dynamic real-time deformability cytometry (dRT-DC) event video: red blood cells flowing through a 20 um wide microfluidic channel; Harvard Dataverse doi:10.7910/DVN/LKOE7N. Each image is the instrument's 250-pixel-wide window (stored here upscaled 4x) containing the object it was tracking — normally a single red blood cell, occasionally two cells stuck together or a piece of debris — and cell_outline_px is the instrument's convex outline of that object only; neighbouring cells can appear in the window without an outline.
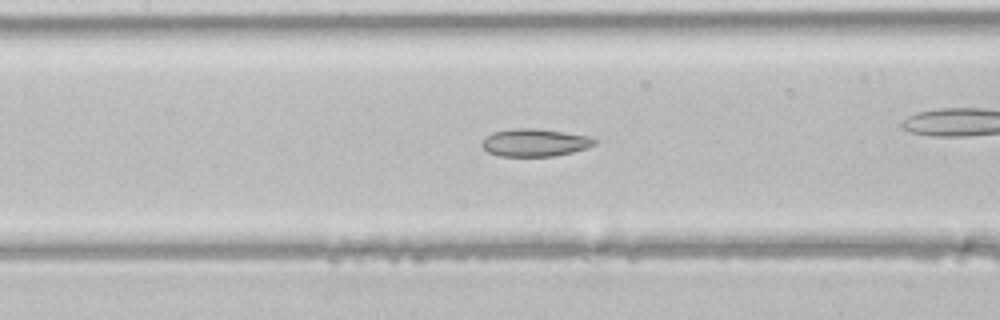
{"species": "common noctule bat (a hibernating species)", "species_latin": "Nyctalus noctula", "temperature_condition": "room temperature", "stored_images_in_passage": 47, "camera_frame_rate_fps": 3000, "um_per_image_px": 0.085, "animal": {"sex": "male", "body_mass_g": 21.5, "forearm_length_mm": 52.0}, "frame": {"image": 1, "passage_image": 21, "time_ms": 6.667, "image_size_px": [1000, 320], "cell_outline_px": [[596, 144], [588, 148], [572, 152], [552, 156], [500, 156], [488, 152], [480, 144], [492, 132], [516, 128], [536, 128], [588, 136], [596, 140]], "centroid_in_image_um": [45.46, 12.12], "position_along_channel_um": 161.9, "area_um2": 17.98}}